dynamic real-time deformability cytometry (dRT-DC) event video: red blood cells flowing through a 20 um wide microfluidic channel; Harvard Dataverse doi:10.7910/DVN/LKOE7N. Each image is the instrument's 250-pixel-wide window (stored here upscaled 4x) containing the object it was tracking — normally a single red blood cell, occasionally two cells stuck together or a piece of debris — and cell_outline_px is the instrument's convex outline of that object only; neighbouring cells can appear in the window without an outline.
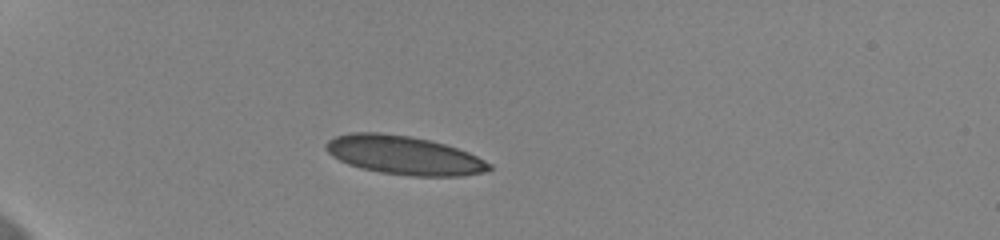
{"species": "human", "species_latin": "Homo sapiens", "temperature_condition": "cold", "stored_images_in_passage": 40, "camera_frame_rate_fps": 3000, "um_per_image_px": 0.085, "donor": {"sex": "female"}, "frame": {"image": 1, "passage_image": 1, "time_ms": 0.0, "image_size_px": [1000, 240], "cell_outline_px": [[492, 168], [484, 172], [460, 176], [412, 176], [380, 172], [360, 168], [348, 164], [332, 156], [324, 148], [324, 144], [328, 140], [336, 136], [352, 132], [380, 132], [408, 136], [428, 140], [444, 144], [468, 152], [492, 164]], "centroid_in_image_um": [34.3, 13.19], "position_along_channel_um": 50.7, "area_um2": 36.7}}
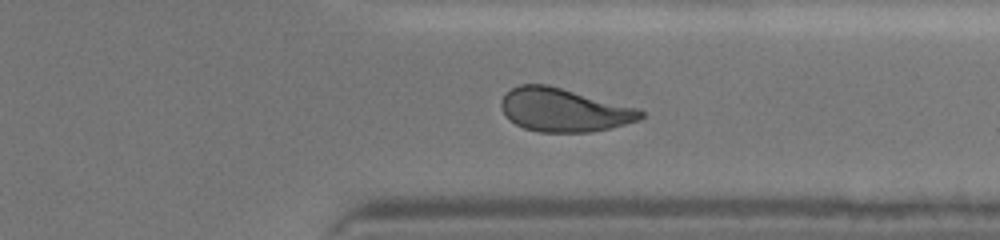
{"frame": {"image": 2, "passage_image": 30, "time_ms": 9.667, "image_size_px": [1000, 240], "cell_outline_px": [[644, 116], [640, 120], [608, 128], [588, 132], [540, 132], [524, 128], [516, 124], [504, 112], [500, 104], [500, 100], [512, 88], [520, 84], [548, 84], [640, 108], [644, 112]], "centroid_in_image_um": [47.97, 9.33], "position_along_channel_um": 363.4, "area_um2": 35.2}}
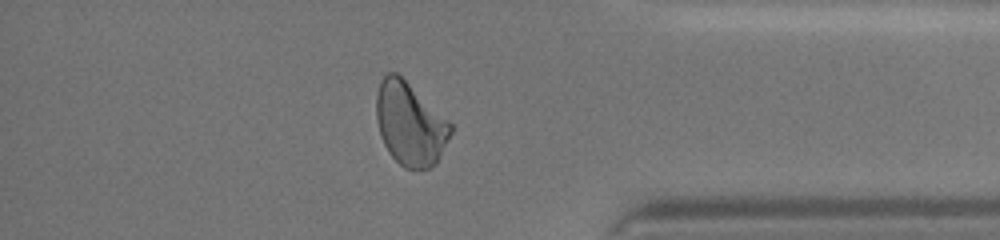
{"frame": {"image": 3, "passage_image": 34, "time_ms": 11.0, "image_size_px": [1000, 240], "cell_outline_px": [[452, 132], [436, 164], [428, 168], [404, 168], [388, 152], [380, 136], [376, 120], [376, 96], [380, 80], [388, 72], [396, 72], [448, 120], [452, 124]], "centroid_in_image_um": [34.83, 10.54], "position_along_channel_um": 400.4, "area_um2": 35.66}, "authors_computed_cell_mechanics": {"area_um2": 35.6915, "velocity_mm_per_s": 3.6307, "shape_relaxation_time_tau1_ms": 7.9143, "shape_relaxation_time_tau2_ms": 0.9192, "deformation_change_tau1": 0.1726, "deformation_change_tau2": 0.0674}}